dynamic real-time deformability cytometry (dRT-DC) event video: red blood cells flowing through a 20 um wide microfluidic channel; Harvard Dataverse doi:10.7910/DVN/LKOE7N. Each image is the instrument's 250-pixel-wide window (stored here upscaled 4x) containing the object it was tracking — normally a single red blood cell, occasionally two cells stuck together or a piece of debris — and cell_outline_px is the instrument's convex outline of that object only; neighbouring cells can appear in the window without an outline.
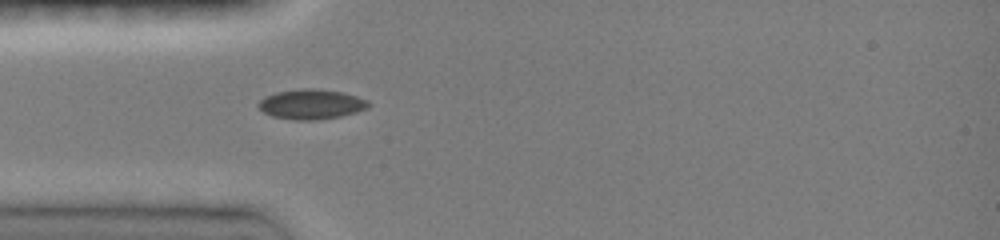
{"species": "common noctule bat (a hibernating species)", "species_latin": "Nyctalus noctula", "temperature_condition": "room temperature", "stored_images_in_passage": 12, "camera_frame_rate_fps": 3000, "um_per_image_px": 0.085, "animal": {"sex": "female", "body_mass_g": 19.0, "forearm_length_mm": 51.5}, "frame": {"image": 1, "passage_image": 1, "time_ms": 0.0, "image_size_px": [1000, 240], "cell_outline_px": [[372, 104], [368, 108], [356, 112], [340, 116], [316, 120], [292, 120], [272, 116], [264, 112], [256, 104], [264, 96], [276, 92], [304, 88], [312, 88], [344, 92], [368, 100]], "centroid_in_image_um": [26.47, 8.85], "position_along_channel_um": 58.5, "area_um2": 19.31}}